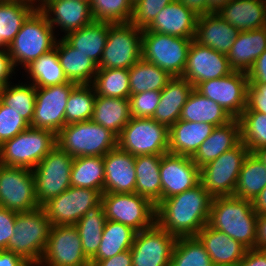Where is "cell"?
Wrapping results in <instances>:
<instances>
[{"instance_id":"1","label":"cell","mask_w":266,"mask_h":266,"mask_svg":"<svg viewBox=\"0 0 266 266\" xmlns=\"http://www.w3.org/2000/svg\"><path fill=\"white\" fill-rule=\"evenodd\" d=\"M212 196L199 183L156 205L155 223L178 237L196 236L209 221Z\"/></svg>"},{"instance_id":"2","label":"cell","mask_w":266,"mask_h":266,"mask_svg":"<svg viewBox=\"0 0 266 266\" xmlns=\"http://www.w3.org/2000/svg\"><path fill=\"white\" fill-rule=\"evenodd\" d=\"M257 213L251 200L234 195L213 197L208 225L240 242L247 249H254Z\"/></svg>"},{"instance_id":"3","label":"cell","mask_w":266,"mask_h":266,"mask_svg":"<svg viewBox=\"0 0 266 266\" xmlns=\"http://www.w3.org/2000/svg\"><path fill=\"white\" fill-rule=\"evenodd\" d=\"M46 16L37 8L23 23L18 34L8 46V51L16 67L29 66L40 56L55 48L57 36ZM20 65V66H19ZM18 66V67H17Z\"/></svg>"},{"instance_id":"4","label":"cell","mask_w":266,"mask_h":266,"mask_svg":"<svg viewBox=\"0 0 266 266\" xmlns=\"http://www.w3.org/2000/svg\"><path fill=\"white\" fill-rule=\"evenodd\" d=\"M51 223L42 207L29 212H16L14 234L7 250L15 253L30 266H37L44 253Z\"/></svg>"},{"instance_id":"5","label":"cell","mask_w":266,"mask_h":266,"mask_svg":"<svg viewBox=\"0 0 266 266\" xmlns=\"http://www.w3.org/2000/svg\"><path fill=\"white\" fill-rule=\"evenodd\" d=\"M118 136L92 120L67 124L56 134L57 145L72 157L105 156Z\"/></svg>"},{"instance_id":"6","label":"cell","mask_w":266,"mask_h":266,"mask_svg":"<svg viewBox=\"0 0 266 266\" xmlns=\"http://www.w3.org/2000/svg\"><path fill=\"white\" fill-rule=\"evenodd\" d=\"M56 145L53 131L29 126L0 145V164L32 170Z\"/></svg>"},{"instance_id":"7","label":"cell","mask_w":266,"mask_h":266,"mask_svg":"<svg viewBox=\"0 0 266 266\" xmlns=\"http://www.w3.org/2000/svg\"><path fill=\"white\" fill-rule=\"evenodd\" d=\"M192 41L142 29V59L160 67L171 77H182Z\"/></svg>"},{"instance_id":"8","label":"cell","mask_w":266,"mask_h":266,"mask_svg":"<svg viewBox=\"0 0 266 266\" xmlns=\"http://www.w3.org/2000/svg\"><path fill=\"white\" fill-rule=\"evenodd\" d=\"M117 146L137 155L169 153V128L152 118L131 117L118 135Z\"/></svg>"},{"instance_id":"9","label":"cell","mask_w":266,"mask_h":266,"mask_svg":"<svg viewBox=\"0 0 266 266\" xmlns=\"http://www.w3.org/2000/svg\"><path fill=\"white\" fill-rule=\"evenodd\" d=\"M74 157L56 145L33 169L35 194L39 206L71 186V167Z\"/></svg>"},{"instance_id":"10","label":"cell","mask_w":266,"mask_h":266,"mask_svg":"<svg viewBox=\"0 0 266 266\" xmlns=\"http://www.w3.org/2000/svg\"><path fill=\"white\" fill-rule=\"evenodd\" d=\"M142 58V29L131 23H110L98 69H130Z\"/></svg>"},{"instance_id":"11","label":"cell","mask_w":266,"mask_h":266,"mask_svg":"<svg viewBox=\"0 0 266 266\" xmlns=\"http://www.w3.org/2000/svg\"><path fill=\"white\" fill-rule=\"evenodd\" d=\"M248 148L240 142L200 168V183L212 197L232 196Z\"/></svg>"},{"instance_id":"12","label":"cell","mask_w":266,"mask_h":266,"mask_svg":"<svg viewBox=\"0 0 266 266\" xmlns=\"http://www.w3.org/2000/svg\"><path fill=\"white\" fill-rule=\"evenodd\" d=\"M101 202L106 220L125 224L136 232L155 224L156 206L137 193H103Z\"/></svg>"},{"instance_id":"13","label":"cell","mask_w":266,"mask_h":266,"mask_svg":"<svg viewBox=\"0 0 266 266\" xmlns=\"http://www.w3.org/2000/svg\"><path fill=\"white\" fill-rule=\"evenodd\" d=\"M0 206L17 213L40 207L32 170L0 164Z\"/></svg>"},{"instance_id":"14","label":"cell","mask_w":266,"mask_h":266,"mask_svg":"<svg viewBox=\"0 0 266 266\" xmlns=\"http://www.w3.org/2000/svg\"><path fill=\"white\" fill-rule=\"evenodd\" d=\"M38 266H91L75 225L51 226Z\"/></svg>"},{"instance_id":"15","label":"cell","mask_w":266,"mask_h":266,"mask_svg":"<svg viewBox=\"0 0 266 266\" xmlns=\"http://www.w3.org/2000/svg\"><path fill=\"white\" fill-rule=\"evenodd\" d=\"M101 196L98 190L70 186L42 208L52 226L75 225L90 208L101 202Z\"/></svg>"},{"instance_id":"16","label":"cell","mask_w":266,"mask_h":266,"mask_svg":"<svg viewBox=\"0 0 266 266\" xmlns=\"http://www.w3.org/2000/svg\"><path fill=\"white\" fill-rule=\"evenodd\" d=\"M248 85L246 72L233 71L225 77L199 83L194 89L238 119L247 106Z\"/></svg>"},{"instance_id":"17","label":"cell","mask_w":266,"mask_h":266,"mask_svg":"<svg viewBox=\"0 0 266 266\" xmlns=\"http://www.w3.org/2000/svg\"><path fill=\"white\" fill-rule=\"evenodd\" d=\"M76 85L69 81L59 85L36 87L35 109L30 126L48 129L55 134L64 128L67 99Z\"/></svg>"},{"instance_id":"18","label":"cell","mask_w":266,"mask_h":266,"mask_svg":"<svg viewBox=\"0 0 266 266\" xmlns=\"http://www.w3.org/2000/svg\"><path fill=\"white\" fill-rule=\"evenodd\" d=\"M177 237L156 223L136 233L130 249L132 266H170Z\"/></svg>"},{"instance_id":"19","label":"cell","mask_w":266,"mask_h":266,"mask_svg":"<svg viewBox=\"0 0 266 266\" xmlns=\"http://www.w3.org/2000/svg\"><path fill=\"white\" fill-rule=\"evenodd\" d=\"M233 71L225 54L203 46L193 39L182 77L195 88L199 83L225 77Z\"/></svg>"},{"instance_id":"20","label":"cell","mask_w":266,"mask_h":266,"mask_svg":"<svg viewBox=\"0 0 266 266\" xmlns=\"http://www.w3.org/2000/svg\"><path fill=\"white\" fill-rule=\"evenodd\" d=\"M162 201L200 183V168L191 157L166 153L161 157Z\"/></svg>"},{"instance_id":"21","label":"cell","mask_w":266,"mask_h":266,"mask_svg":"<svg viewBox=\"0 0 266 266\" xmlns=\"http://www.w3.org/2000/svg\"><path fill=\"white\" fill-rule=\"evenodd\" d=\"M38 9L46 16L49 24L59 27L63 36L94 21L90 4L77 0H40Z\"/></svg>"},{"instance_id":"22","label":"cell","mask_w":266,"mask_h":266,"mask_svg":"<svg viewBox=\"0 0 266 266\" xmlns=\"http://www.w3.org/2000/svg\"><path fill=\"white\" fill-rule=\"evenodd\" d=\"M104 159V193H135V156L118 146L109 151Z\"/></svg>"},{"instance_id":"23","label":"cell","mask_w":266,"mask_h":266,"mask_svg":"<svg viewBox=\"0 0 266 266\" xmlns=\"http://www.w3.org/2000/svg\"><path fill=\"white\" fill-rule=\"evenodd\" d=\"M214 266H237L248 250L240 242L206 224L196 235Z\"/></svg>"},{"instance_id":"24","label":"cell","mask_w":266,"mask_h":266,"mask_svg":"<svg viewBox=\"0 0 266 266\" xmlns=\"http://www.w3.org/2000/svg\"><path fill=\"white\" fill-rule=\"evenodd\" d=\"M198 16L178 0L162 9L146 28L159 34L194 39Z\"/></svg>"},{"instance_id":"25","label":"cell","mask_w":266,"mask_h":266,"mask_svg":"<svg viewBox=\"0 0 266 266\" xmlns=\"http://www.w3.org/2000/svg\"><path fill=\"white\" fill-rule=\"evenodd\" d=\"M239 33L217 13H211L198 17L194 40L227 55Z\"/></svg>"},{"instance_id":"26","label":"cell","mask_w":266,"mask_h":266,"mask_svg":"<svg viewBox=\"0 0 266 266\" xmlns=\"http://www.w3.org/2000/svg\"><path fill=\"white\" fill-rule=\"evenodd\" d=\"M193 85L183 77H172L161 91L159 104L152 119L170 128L181 116Z\"/></svg>"},{"instance_id":"27","label":"cell","mask_w":266,"mask_h":266,"mask_svg":"<svg viewBox=\"0 0 266 266\" xmlns=\"http://www.w3.org/2000/svg\"><path fill=\"white\" fill-rule=\"evenodd\" d=\"M240 142V122L239 119H233L225 125L215 127L191 159L201 168L224 152L236 147Z\"/></svg>"},{"instance_id":"28","label":"cell","mask_w":266,"mask_h":266,"mask_svg":"<svg viewBox=\"0 0 266 266\" xmlns=\"http://www.w3.org/2000/svg\"><path fill=\"white\" fill-rule=\"evenodd\" d=\"M217 14L239 31H250L266 26L264 0H230Z\"/></svg>"},{"instance_id":"29","label":"cell","mask_w":266,"mask_h":266,"mask_svg":"<svg viewBox=\"0 0 266 266\" xmlns=\"http://www.w3.org/2000/svg\"><path fill=\"white\" fill-rule=\"evenodd\" d=\"M266 50V26L250 31H240L226 55L234 71L246 72Z\"/></svg>"},{"instance_id":"30","label":"cell","mask_w":266,"mask_h":266,"mask_svg":"<svg viewBox=\"0 0 266 266\" xmlns=\"http://www.w3.org/2000/svg\"><path fill=\"white\" fill-rule=\"evenodd\" d=\"M214 128L212 124L179 119L169 128V153L192 157Z\"/></svg>"},{"instance_id":"31","label":"cell","mask_w":266,"mask_h":266,"mask_svg":"<svg viewBox=\"0 0 266 266\" xmlns=\"http://www.w3.org/2000/svg\"><path fill=\"white\" fill-rule=\"evenodd\" d=\"M64 74L68 81L79 84H92L98 65L87 55L76 51L62 37L57 39L55 48Z\"/></svg>"},{"instance_id":"32","label":"cell","mask_w":266,"mask_h":266,"mask_svg":"<svg viewBox=\"0 0 266 266\" xmlns=\"http://www.w3.org/2000/svg\"><path fill=\"white\" fill-rule=\"evenodd\" d=\"M109 33V22L93 21L62 37L76 51L87 55L99 65Z\"/></svg>"},{"instance_id":"33","label":"cell","mask_w":266,"mask_h":266,"mask_svg":"<svg viewBox=\"0 0 266 266\" xmlns=\"http://www.w3.org/2000/svg\"><path fill=\"white\" fill-rule=\"evenodd\" d=\"M162 155L135 156V193L148 199L153 205L162 201L160 163Z\"/></svg>"},{"instance_id":"34","label":"cell","mask_w":266,"mask_h":266,"mask_svg":"<svg viewBox=\"0 0 266 266\" xmlns=\"http://www.w3.org/2000/svg\"><path fill=\"white\" fill-rule=\"evenodd\" d=\"M180 120L218 127L229 123L233 118L215 101L193 89L182 108Z\"/></svg>"},{"instance_id":"35","label":"cell","mask_w":266,"mask_h":266,"mask_svg":"<svg viewBox=\"0 0 266 266\" xmlns=\"http://www.w3.org/2000/svg\"><path fill=\"white\" fill-rule=\"evenodd\" d=\"M131 119L129 99L96 95L91 120L117 136Z\"/></svg>"},{"instance_id":"36","label":"cell","mask_w":266,"mask_h":266,"mask_svg":"<svg viewBox=\"0 0 266 266\" xmlns=\"http://www.w3.org/2000/svg\"><path fill=\"white\" fill-rule=\"evenodd\" d=\"M37 8L38 4L21 0L0 2V50L8 49L23 23Z\"/></svg>"},{"instance_id":"37","label":"cell","mask_w":266,"mask_h":266,"mask_svg":"<svg viewBox=\"0 0 266 266\" xmlns=\"http://www.w3.org/2000/svg\"><path fill=\"white\" fill-rule=\"evenodd\" d=\"M136 231L125 224L106 220L97 253L90 261H100L130 250Z\"/></svg>"},{"instance_id":"38","label":"cell","mask_w":266,"mask_h":266,"mask_svg":"<svg viewBox=\"0 0 266 266\" xmlns=\"http://www.w3.org/2000/svg\"><path fill=\"white\" fill-rule=\"evenodd\" d=\"M266 186V165L249 152L242 164L234 196L253 201Z\"/></svg>"},{"instance_id":"39","label":"cell","mask_w":266,"mask_h":266,"mask_svg":"<svg viewBox=\"0 0 266 266\" xmlns=\"http://www.w3.org/2000/svg\"><path fill=\"white\" fill-rule=\"evenodd\" d=\"M105 168L103 156L74 157L71 186L89 188L104 193Z\"/></svg>"},{"instance_id":"40","label":"cell","mask_w":266,"mask_h":266,"mask_svg":"<svg viewBox=\"0 0 266 266\" xmlns=\"http://www.w3.org/2000/svg\"><path fill=\"white\" fill-rule=\"evenodd\" d=\"M24 71L35 87H47L69 82L64 74L57 51L53 49L34 60Z\"/></svg>"},{"instance_id":"41","label":"cell","mask_w":266,"mask_h":266,"mask_svg":"<svg viewBox=\"0 0 266 266\" xmlns=\"http://www.w3.org/2000/svg\"><path fill=\"white\" fill-rule=\"evenodd\" d=\"M130 95L145 91H162L172 78L166 71L144 59H139L130 69Z\"/></svg>"},{"instance_id":"42","label":"cell","mask_w":266,"mask_h":266,"mask_svg":"<svg viewBox=\"0 0 266 266\" xmlns=\"http://www.w3.org/2000/svg\"><path fill=\"white\" fill-rule=\"evenodd\" d=\"M106 222L103 204L90 208L75 224L80 235L84 254L91 259L98 251Z\"/></svg>"},{"instance_id":"43","label":"cell","mask_w":266,"mask_h":266,"mask_svg":"<svg viewBox=\"0 0 266 266\" xmlns=\"http://www.w3.org/2000/svg\"><path fill=\"white\" fill-rule=\"evenodd\" d=\"M18 82V84L11 82L0 90V101L31 124L36 102V87L28 81Z\"/></svg>"},{"instance_id":"44","label":"cell","mask_w":266,"mask_h":266,"mask_svg":"<svg viewBox=\"0 0 266 266\" xmlns=\"http://www.w3.org/2000/svg\"><path fill=\"white\" fill-rule=\"evenodd\" d=\"M96 100L92 84H78L70 92L65 109L67 124L91 120Z\"/></svg>"},{"instance_id":"45","label":"cell","mask_w":266,"mask_h":266,"mask_svg":"<svg viewBox=\"0 0 266 266\" xmlns=\"http://www.w3.org/2000/svg\"><path fill=\"white\" fill-rule=\"evenodd\" d=\"M92 85L98 96L123 99L130 97L128 69H98Z\"/></svg>"},{"instance_id":"46","label":"cell","mask_w":266,"mask_h":266,"mask_svg":"<svg viewBox=\"0 0 266 266\" xmlns=\"http://www.w3.org/2000/svg\"><path fill=\"white\" fill-rule=\"evenodd\" d=\"M170 266H214L204 245L196 236L178 237Z\"/></svg>"},{"instance_id":"47","label":"cell","mask_w":266,"mask_h":266,"mask_svg":"<svg viewBox=\"0 0 266 266\" xmlns=\"http://www.w3.org/2000/svg\"><path fill=\"white\" fill-rule=\"evenodd\" d=\"M240 122L241 142L254 153L266 146V114L257 111H243Z\"/></svg>"},{"instance_id":"48","label":"cell","mask_w":266,"mask_h":266,"mask_svg":"<svg viewBox=\"0 0 266 266\" xmlns=\"http://www.w3.org/2000/svg\"><path fill=\"white\" fill-rule=\"evenodd\" d=\"M94 21L110 23H130L133 14L131 0H91Z\"/></svg>"},{"instance_id":"49","label":"cell","mask_w":266,"mask_h":266,"mask_svg":"<svg viewBox=\"0 0 266 266\" xmlns=\"http://www.w3.org/2000/svg\"><path fill=\"white\" fill-rule=\"evenodd\" d=\"M174 0H138L133 4L130 23L140 29H146L156 16Z\"/></svg>"},{"instance_id":"50","label":"cell","mask_w":266,"mask_h":266,"mask_svg":"<svg viewBox=\"0 0 266 266\" xmlns=\"http://www.w3.org/2000/svg\"><path fill=\"white\" fill-rule=\"evenodd\" d=\"M29 126L30 124L18 112L0 101V145L25 131Z\"/></svg>"},{"instance_id":"51","label":"cell","mask_w":266,"mask_h":266,"mask_svg":"<svg viewBox=\"0 0 266 266\" xmlns=\"http://www.w3.org/2000/svg\"><path fill=\"white\" fill-rule=\"evenodd\" d=\"M161 91H145L130 95V113L135 118H152L159 104Z\"/></svg>"},{"instance_id":"52","label":"cell","mask_w":266,"mask_h":266,"mask_svg":"<svg viewBox=\"0 0 266 266\" xmlns=\"http://www.w3.org/2000/svg\"><path fill=\"white\" fill-rule=\"evenodd\" d=\"M244 111H257L266 114V84H249L247 106Z\"/></svg>"},{"instance_id":"53","label":"cell","mask_w":266,"mask_h":266,"mask_svg":"<svg viewBox=\"0 0 266 266\" xmlns=\"http://www.w3.org/2000/svg\"><path fill=\"white\" fill-rule=\"evenodd\" d=\"M16 212L0 206V250H7L8 242L14 234Z\"/></svg>"},{"instance_id":"54","label":"cell","mask_w":266,"mask_h":266,"mask_svg":"<svg viewBox=\"0 0 266 266\" xmlns=\"http://www.w3.org/2000/svg\"><path fill=\"white\" fill-rule=\"evenodd\" d=\"M15 70L19 69L14 66L8 49L0 50V90L12 82V76L17 72Z\"/></svg>"},{"instance_id":"55","label":"cell","mask_w":266,"mask_h":266,"mask_svg":"<svg viewBox=\"0 0 266 266\" xmlns=\"http://www.w3.org/2000/svg\"><path fill=\"white\" fill-rule=\"evenodd\" d=\"M247 77L249 84H266V50L247 71Z\"/></svg>"},{"instance_id":"56","label":"cell","mask_w":266,"mask_h":266,"mask_svg":"<svg viewBox=\"0 0 266 266\" xmlns=\"http://www.w3.org/2000/svg\"><path fill=\"white\" fill-rule=\"evenodd\" d=\"M237 266H266V249H248Z\"/></svg>"},{"instance_id":"57","label":"cell","mask_w":266,"mask_h":266,"mask_svg":"<svg viewBox=\"0 0 266 266\" xmlns=\"http://www.w3.org/2000/svg\"><path fill=\"white\" fill-rule=\"evenodd\" d=\"M90 264L91 266H132L131 251L126 250L105 260L90 261Z\"/></svg>"},{"instance_id":"58","label":"cell","mask_w":266,"mask_h":266,"mask_svg":"<svg viewBox=\"0 0 266 266\" xmlns=\"http://www.w3.org/2000/svg\"><path fill=\"white\" fill-rule=\"evenodd\" d=\"M255 249H266V213L257 215Z\"/></svg>"},{"instance_id":"59","label":"cell","mask_w":266,"mask_h":266,"mask_svg":"<svg viewBox=\"0 0 266 266\" xmlns=\"http://www.w3.org/2000/svg\"><path fill=\"white\" fill-rule=\"evenodd\" d=\"M0 266H30L20 256L8 250H0Z\"/></svg>"},{"instance_id":"60","label":"cell","mask_w":266,"mask_h":266,"mask_svg":"<svg viewBox=\"0 0 266 266\" xmlns=\"http://www.w3.org/2000/svg\"><path fill=\"white\" fill-rule=\"evenodd\" d=\"M198 17L208 14L207 0H178Z\"/></svg>"},{"instance_id":"61","label":"cell","mask_w":266,"mask_h":266,"mask_svg":"<svg viewBox=\"0 0 266 266\" xmlns=\"http://www.w3.org/2000/svg\"><path fill=\"white\" fill-rule=\"evenodd\" d=\"M253 209L257 215L266 213V186L258 194V196L252 201Z\"/></svg>"},{"instance_id":"62","label":"cell","mask_w":266,"mask_h":266,"mask_svg":"<svg viewBox=\"0 0 266 266\" xmlns=\"http://www.w3.org/2000/svg\"><path fill=\"white\" fill-rule=\"evenodd\" d=\"M208 1V14L217 13L224 4L230 0H207Z\"/></svg>"},{"instance_id":"63","label":"cell","mask_w":266,"mask_h":266,"mask_svg":"<svg viewBox=\"0 0 266 266\" xmlns=\"http://www.w3.org/2000/svg\"><path fill=\"white\" fill-rule=\"evenodd\" d=\"M254 153L266 165V146L257 149Z\"/></svg>"},{"instance_id":"64","label":"cell","mask_w":266,"mask_h":266,"mask_svg":"<svg viewBox=\"0 0 266 266\" xmlns=\"http://www.w3.org/2000/svg\"><path fill=\"white\" fill-rule=\"evenodd\" d=\"M21 1H25V2H28V3L38 4L39 5V1L40 0H21Z\"/></svg>"},{"instance_id":"65","label":"cell","mask_w":266,"mask_h":266,"mask_svg":"<svg viewBox=\"0 0 266 266\" xmlns=\"http://www.w3.org/2000/svg\"><path fill=\"white\" fill-rule=\"evenodd\" d=\"M77 1H81V2H87L90 4L91 0H77Z\"/></svg>"},{"instance_id":"66","label":"cell","mask_w":266,"mask_h":266,"mask_svg":"<svg viewBox=\"0 0 266 266\" xmlns=\"http://www.w3.org/2000/svg\"><path fill=\"white\" fill-rule=\"evenodd\" d=\"M138 0H131V2L134 4V3H136Z\"/></svg>"}]
</instances>
